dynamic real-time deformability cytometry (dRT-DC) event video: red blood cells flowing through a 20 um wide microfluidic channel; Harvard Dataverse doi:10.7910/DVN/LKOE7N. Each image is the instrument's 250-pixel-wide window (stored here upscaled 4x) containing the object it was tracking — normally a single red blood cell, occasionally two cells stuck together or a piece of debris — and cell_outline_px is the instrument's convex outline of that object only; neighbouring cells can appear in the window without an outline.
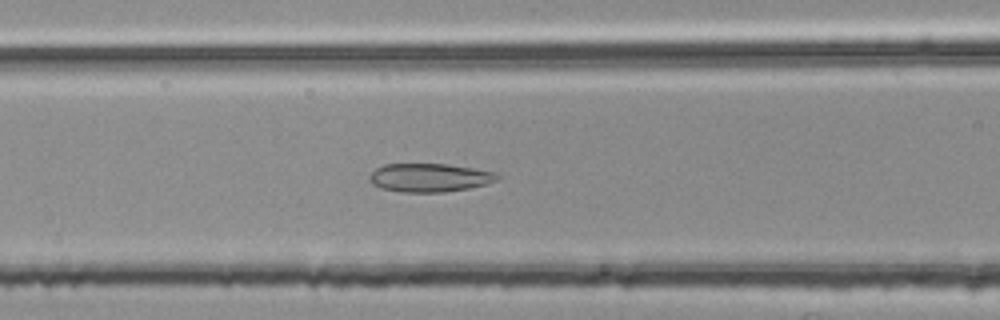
{"species": "common noctule bat (a hibernating species)", "species_latin": "Nyctalus noctula", "temperature_condition": "room temperature", "stored_images_in_passage": 42, "camera_frame_rate_fps": 3000, "um_per_image_px": 0.085, "animal": {"sex": "female", "body_mass_g": 25.1}, "frame": {"image": 1, "passage_image": 22, "time_ms": 7.0, "image_size_px": [1000, 320], "cell_outline_px": [[500, 176], [496, 180], [488, 184], [468, 188], [444, 192], [400, 192], [380, 188], [372, 184], [368, 180], [368, 176], [376, 168], [384, 164], [448, 164], [500, 172]], "centroid_in_image_um": [36.52, 15.09], "position_along_channel_um": 130.1, "area_um2": 21.5}}
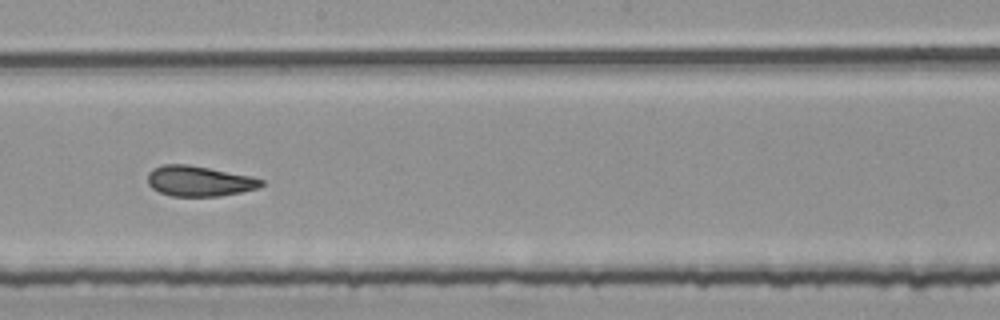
{"frame": {"image": 2, "passage_image": 30, "time_ms": 9.667, "image_size_px": [1000, 320], "cell_outline_px": [[264, 184], [256, 188], [240, 192], [220, 196], [172, 196], [160, 192], [152, 188], [148, 184], [148, 172], [152, 168], [164, 164], [188, 164], [252, 176], [264, 180]], "centroid_in_image_um": [16.91, 15.38], "position_along_channel_um": 231.3, "area_um2": 20.11}}
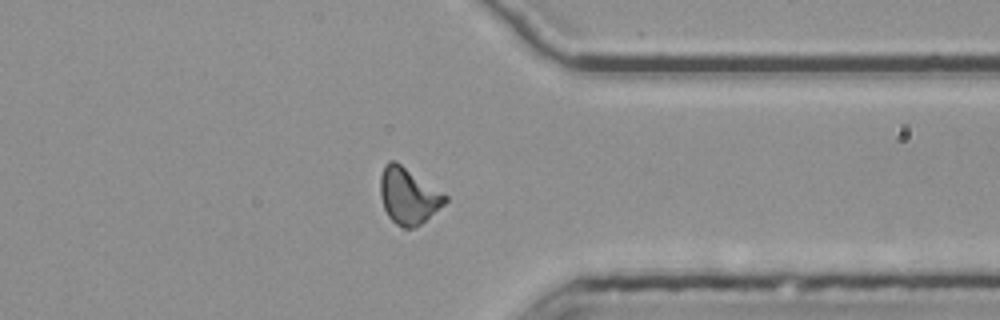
{"frame": {"image": 3, "passage_image": 42, "time_ms": 13.667, "image_size_px": [1000, 320], "cell_outline_px": [[448, 200], [444, 204], [416, 228], [404, 228], [396, 224], [388, 216], [384, 208], [380, 196], [380, 176], [384, 164], [388, 160], [396, 160], [444, 192], [448, 196]], "centroid_in_image_um": [34.71, 16.62], "position_along_channel_um": 376.7, "area_um2": 21.56}, "authors_computed_cell_mechanics": {"area_um2": 21.8773, "velocity_mm_per_s": 3.7899, "shape_relaxation_time_tau1_ms": null, "shape_relaxation_time_tau2_ms": 1.6533, "deformation_change_tau1": null, "deformation_change_tau2": 0.0856}}